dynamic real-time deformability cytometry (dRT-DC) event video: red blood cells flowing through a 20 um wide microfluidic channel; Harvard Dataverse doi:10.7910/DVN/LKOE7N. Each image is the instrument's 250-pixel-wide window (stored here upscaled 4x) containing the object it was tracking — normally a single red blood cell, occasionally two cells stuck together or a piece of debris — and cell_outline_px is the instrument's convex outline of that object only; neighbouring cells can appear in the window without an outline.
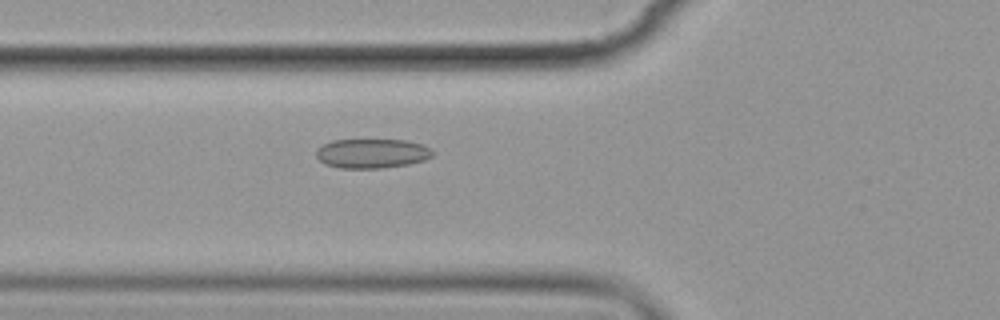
{"species": "common noctule bat (a hibernating species)", "species_latin": "Nyctalus noctula", "temperature_condition": "cold", "stored_images_in_passage": 3, "camera_frame_rate_fps": 3000, "um_per_image_px": 0.085, "animal": {"sex": "female", "body_mass_g": 19.9}, "frame": {"image": 1, "passage_image": 3, "time_ms": 3.0, "image_size_px": [1000, 320], "cell_outline_px": [[436, 152], [432, 156], [424, 160], [408, 164], [380, 168], [340, 168], [324, 164], [316, 156], [316, 148], [332, 140], [404, 140], [420, 144], [432, 148]], "centroid_in_image_um": [31.62, 13.04], "position_along_channel_um": 94.2, "area_um2": 20.0}}